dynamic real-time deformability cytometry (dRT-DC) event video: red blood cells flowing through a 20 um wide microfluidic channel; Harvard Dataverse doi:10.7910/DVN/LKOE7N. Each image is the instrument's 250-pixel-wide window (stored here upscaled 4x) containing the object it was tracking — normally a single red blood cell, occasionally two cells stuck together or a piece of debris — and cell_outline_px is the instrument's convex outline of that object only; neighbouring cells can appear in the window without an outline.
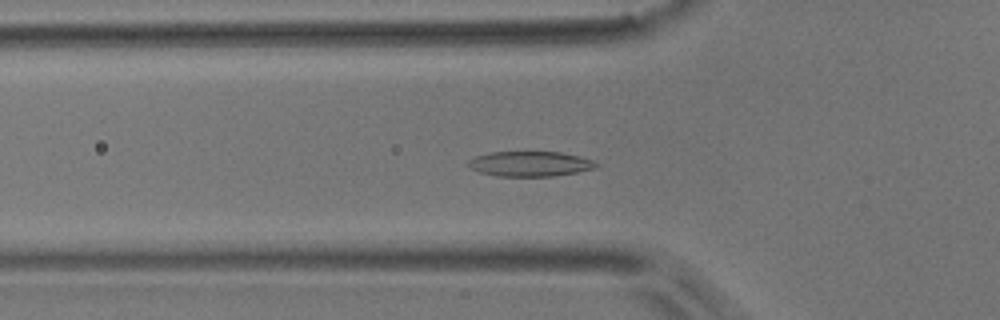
{"species": "common noctule bat (a hibernating species)", "species_latin": "Nyctalus noctula", "temperature_condition": "room temperature", "stored_images_in_passage": 46, "camera_frame_rate_fps": 3000, "um_per_image_px": 0.085, "animal": {"sex": "male", "body_mass_g": 17.9}, "frame": {"image": 1, "passage_image": 9, "time_ms": 2.667, "image_size_px": [1000, 320], "cell_outline_px": [[600, 164], [596, 168], [576, 172], [552, 176], [496, 176], [480, 172], [472, 168], [468, 164], [468, 160], [476, 156], [488, 152], [560, 152], [580, 156], [592, 160]], "centroid_in_image_um": [45.07, 13.92], "position_along_channel_um": 80.7, "area_um2": 18.61}}
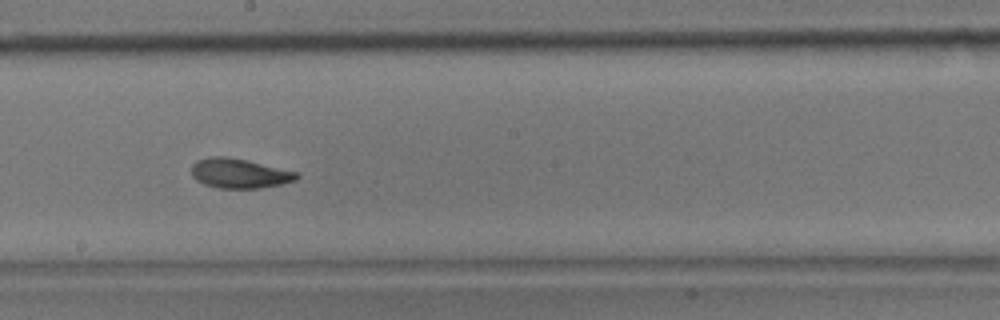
{"frame": {"image": 2, "passage_image": 21, "time_ms": 6.667, "image_size_px": [1000, 320], "cell_outline_px": [[300, 176], [296, 180], [280, 184], [260, 188], [216, 188], [204, 184], [196, 180], [192, 176], [192, 164], [196, 160], [212, 156], [224, 156], [248, 160], [296, 172]], "centroid_in_image_um": [20.31, 14.73], "position_along_channel_um": 227.9, "area_um2": 18.15}}
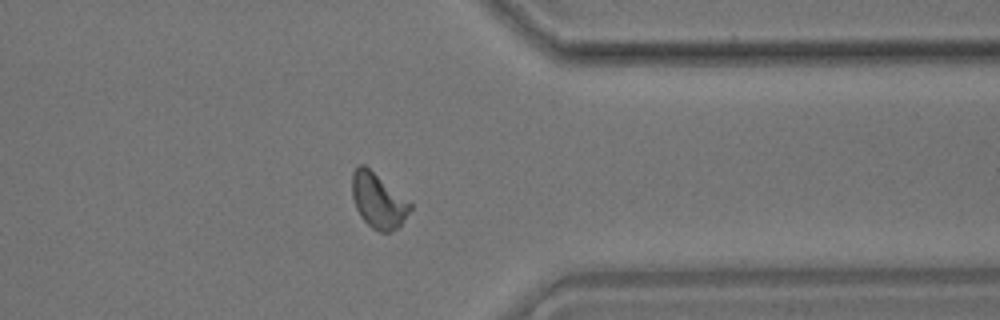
{"frame": {"image": 3, "passage_image": 34, "time_ms": 11.0, "image_size_px": [1000, 320], "cell_outline_px": [[412, 208], [400, 228], [392, 232], [380, 232], [372, 228], [360, 216], [356, 208], [352, 196], [352, 172], [360, 164], [364, 164], [412, 204]], "centroid_in_image_um": [32.15, 17.09], "position_along_channel_um": 379.2, "area_um2": 18.55}, "authors_computed_cell_mechanics": {"area_um2": 18.207, "velocity_mm_per_s": 3.6614, "shape_relaxation_time_tau1_ms": 3.1577, "shape_relaxation_time_tau2_ms": 2.2849, "deformation_change_tau1": 0.116, "deformation_change_tau2": 0.0703}}